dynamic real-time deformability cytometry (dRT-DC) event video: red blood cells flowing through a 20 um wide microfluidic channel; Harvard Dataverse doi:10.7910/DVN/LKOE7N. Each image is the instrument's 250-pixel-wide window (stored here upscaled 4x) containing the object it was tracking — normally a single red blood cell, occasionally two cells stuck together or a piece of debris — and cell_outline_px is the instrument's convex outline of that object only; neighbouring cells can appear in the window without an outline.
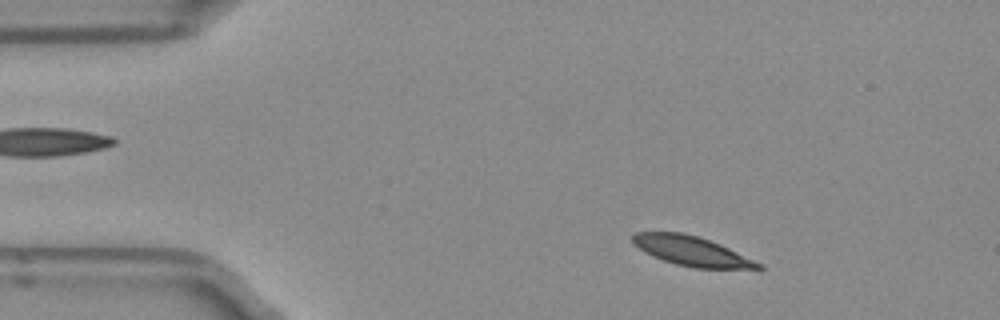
{"species": "Egyptian fruit bat (a non-hibernating species)", "species_latin": "Rousettus aegyptiacus", "temperature_condition": "room temperature", "stored_images_in_passage": 49, "camera_frame_rate_fps": 3000, "um_per_image_px": 0.085, "frame": {"image": 1, "passage_image": 6, "time_ms": 1.667, "image_size_px": [1000, 320], "cell_outline_px": [[764, 268], [760, 272], [692, 268], [676, 264], [652, 256], [644, 252], [632, 244], [632, 236], [636, 232], [680, 232], [696, 236], [720, 244], [764, 264]], "centroid_in_image_um": [58.95, 21.41], "position_along_channel_um": 26.1, "area_um2": 22.54}}
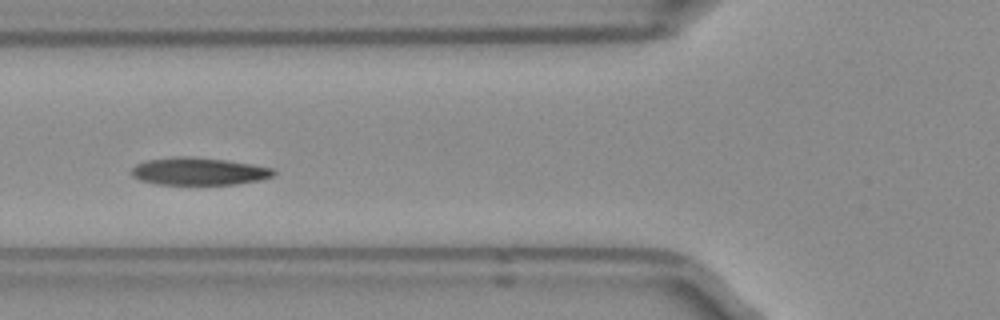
{"frame": {"image": 2, "passage_image": 17, "time_ms": 5.333, "image_size_px": [1000, 320], "cell_outline_px": [[276, 176], [260, 180], [236, 184], [156, 184], [140, 180], [132, 176], [132, 168], [136, 164], [148, 160], [172, 156], [184, 156], [224, 160], [252, 164], [272, 168], [276, 172]], "centroid_in_image_um": [16.91, 14.56], "position_along_channel_um": 108.9, "area_um2": 22.72}}
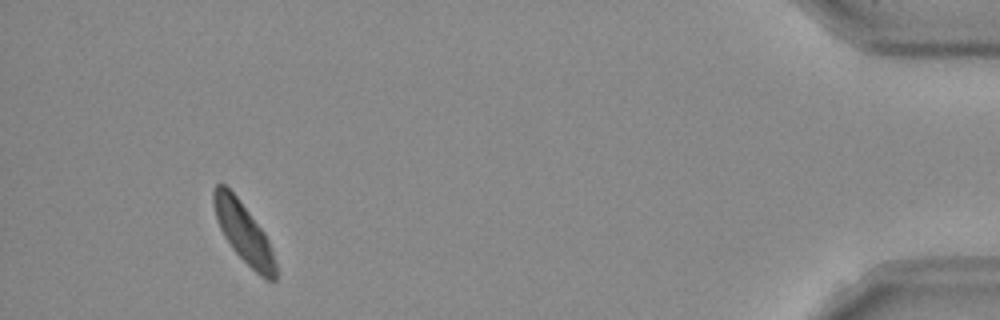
{"frame": {"image": 3, "passage_image": 46, "time_ms": 15.0, "image_size_px": [1000, 320], "cell_outline_px": [[276, 280], [268, 280], [260, 276], [232, 248], [224, 236], [220, 228], [212, 204], [212, 192], [216, 184], [224, 184], [236, 196], [264, 232], [268, 240], [276, 264]], "centroid_in_image_um": [20.69, 19.76], "position_along_channel_um": 414.5, "area_um2": 21.21}, "authors_computed_cell_mechanics": {"area_um2": 22.542, "velocity_mm_per_s": 3.8949, "shape_relaxation_time_tau1_ms": 4.795, "shape_relaxation_time_tau2_ms": 10.1246, "deformation_change_tau1": 0.1168, "deformation_change_tau2": 0.1501}}